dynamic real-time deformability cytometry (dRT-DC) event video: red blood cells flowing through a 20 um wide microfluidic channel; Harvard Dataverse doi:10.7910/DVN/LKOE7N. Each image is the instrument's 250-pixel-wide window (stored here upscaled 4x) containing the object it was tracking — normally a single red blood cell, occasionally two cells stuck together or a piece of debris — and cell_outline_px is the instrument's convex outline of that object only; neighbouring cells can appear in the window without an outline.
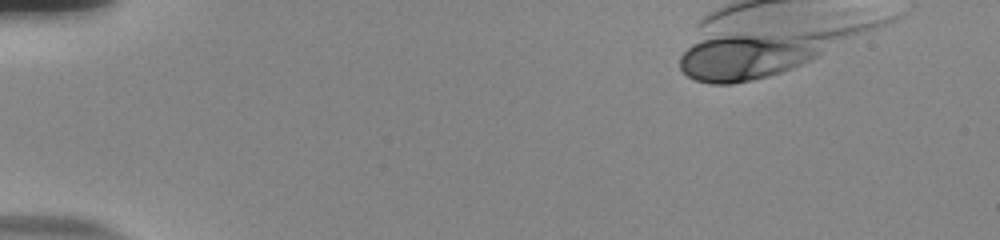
{"species": "human", "species_latin": "Homo sapiens", "temperature_condition": "room temperature", "stored_images_in_passage": 1, "camera_frame_rate_fps": 3000, "um_per_image_px": 0.085, "donor": {"sex": "male"}, "frame": {"image": 1, "passage_image": 1, "time_ms": 0.0, "image_size_px": [1000, 240], "cell_outline_px": [[896, 16], [892, 20], [876, 28], [792, 68], [768, 76], [752, 80], [732, 84], [712, 84], [696, 80], [688, 76], [680, 68], [680, 56], [692, 44], [708, 36], [732, 32], [892, 16]], "centroid_in_image_um": [65.24, 4.23], "position_along_channel_um": 19.8, "area_um2": 53.0}}